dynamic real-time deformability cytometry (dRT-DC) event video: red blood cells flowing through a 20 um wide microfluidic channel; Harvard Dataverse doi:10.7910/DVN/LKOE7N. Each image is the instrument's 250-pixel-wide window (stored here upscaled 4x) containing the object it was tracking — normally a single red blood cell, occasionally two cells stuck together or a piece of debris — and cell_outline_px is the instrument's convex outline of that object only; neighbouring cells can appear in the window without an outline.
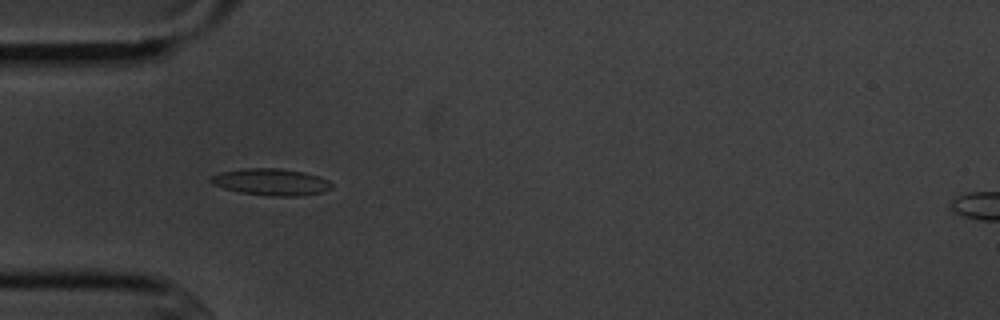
{"species": "common noctule bat (a hibernating species)", "species_latin": "Nyctalus noctula", "temperature_condition": "cold", "stored_images_in_passage": 6, "camera_frame_rate_fps": 3000, "um_per_image_px": 0.085, "animal": {"sex": "male", "body_mass_g": 20.1, "forearm_length_mm": 53.5}, "frame": {"image": 1, "passage_image": 5, "time_ms": 4.667, "image_size_px": [1000, 320], "cell_outline_px": [[332, 188], [320, 192], [296, 196], [272, 196], [240, 192], [224, 188], [212, 184], [208, 180], [212, 176], [220, 172], [240, 168], [280, 168], [304, 172], [320, 176], [328, 180], [332, 184]], "centroid_in_image_um": [23.02, 15.45], "position_along_channel_um": 62.0, "area_um2": 18.84}}
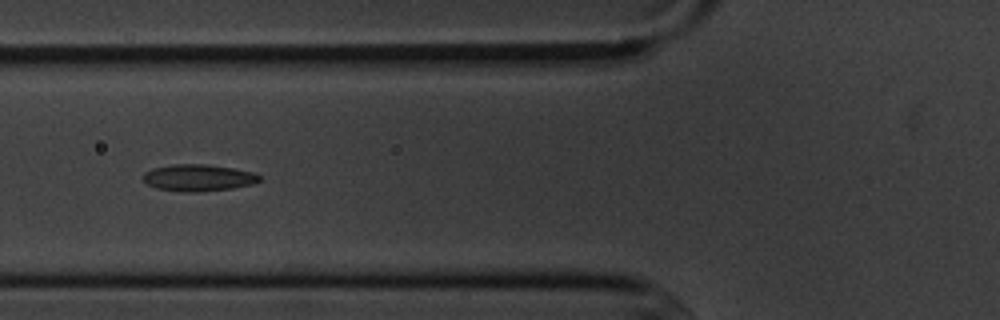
{"frame": {"image": 2, "passage_image": 6, "time_ms": 6.0, "image_size_px": [1000, 320], "cell_outline_px": [[260, 180], [252, 184], [232, 188], [196, 192], [184, 192], [156, 188], [148, 184], [144, 180], [144, 172], [152, 168], [172, 164], [208, 164], [256, 172], [260, 176]], "centroid_in_image_um": [16.86, 15.1], "position_along_channel_um": 108.9, "area_um2": 18.15}}